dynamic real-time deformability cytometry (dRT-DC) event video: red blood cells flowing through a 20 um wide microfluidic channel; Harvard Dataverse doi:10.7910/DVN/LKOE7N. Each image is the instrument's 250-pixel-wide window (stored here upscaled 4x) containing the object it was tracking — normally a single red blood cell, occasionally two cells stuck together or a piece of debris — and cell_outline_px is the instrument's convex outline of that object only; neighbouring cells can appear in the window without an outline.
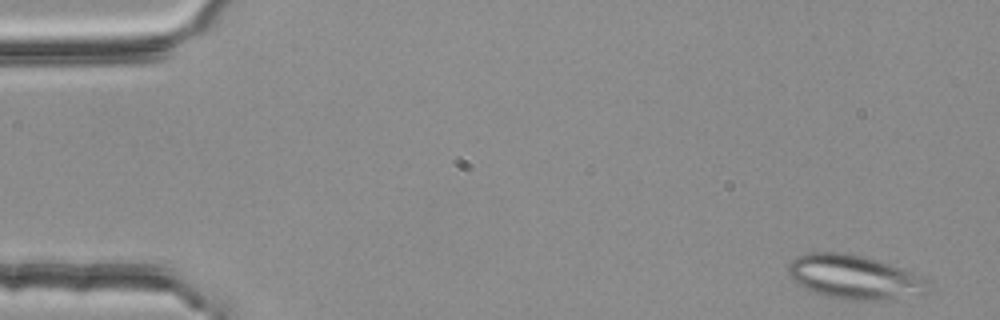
{"species": "common noctule bat (a hibernating species)", "species_latin": "Nyctalus noctula", "temperature_condition": "room temperature", "stored_images_in_passage": 52, "segment_of_instrument_passage": [1, 2], "camera_frame_rate_fps": 3000, "um_per_image_px": 0.085, "animal": {"sex": "female", "body_mass_g": 25.1}, "frame": {"image": 1, "passage_image": 2, "time_ms": 0.333, "image_size_px": [1000, 320], "cell_outline_px": [[928, 292], [924, 296], [876, 300], [856, 300], [824, 296], [812, 292], [796, 284], [792, 280], [788, 272], [788, 264], [796, 256], [808, 252], [848, 252], [864, 256], [912, 272], [928, 280]], "centroid_in_image_um": [72.61, 23.56], "position_along_channel_um": 12.4, "area_um2": 36.3}}